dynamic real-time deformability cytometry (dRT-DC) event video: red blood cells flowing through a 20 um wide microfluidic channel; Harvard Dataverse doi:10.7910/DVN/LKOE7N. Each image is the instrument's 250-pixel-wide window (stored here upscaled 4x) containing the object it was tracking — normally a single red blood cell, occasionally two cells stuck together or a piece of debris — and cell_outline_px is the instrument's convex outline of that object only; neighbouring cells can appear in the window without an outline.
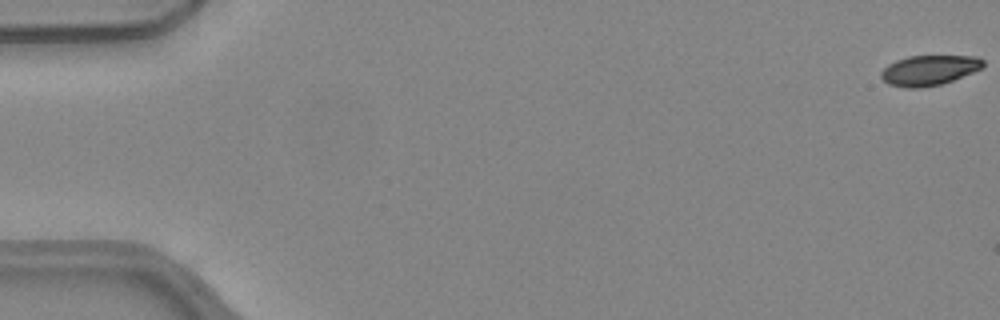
{"species": "common noctule bat (a hibernating species)", "species_latin": "Nyctalus noctula", "temperature_condition": "warm", "stored_images_in_passage": 52, "camera_frame_rate_fps": 3000, "um_per_image_px": 0.085, "animal": {"sex": "female", "body_mass_g": 24.6, "forearm_length_mm": 56.2}, "frame": {"image": 1, "passage_image": 1, "time_ms": 0.0, "image_size_px": [1000, 320], "cell_outline_px": [[984, 64], [980, 68], [972, 72], [952, 80], [940, 84], [920, 88], [904, 88], [888, 84], [880, 76], [880, 72], [888, 64], [896, 60], [908, 56], [976, 56], [984, 60]], "centroid_in_image_um": [78.93, 5.97], "position_along_channel_um": 6.1, "area_um2": 17.8}}
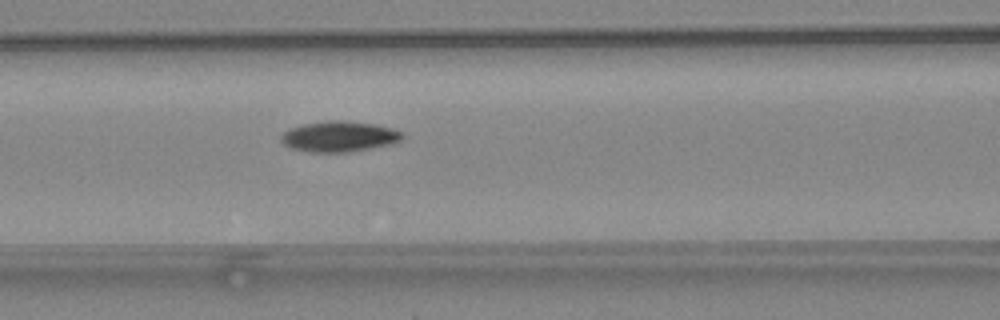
{"frame": {"image": 2, "passage_image": 23, "time_ms": 7.333, "image_size_px": [1000, 320], "cell_outline_px": [[404, 136], [400, 140], [392, 144], [348, 152], [308, 152], [292, 148], [284, 144], [280, 140], [280, 136], [288, 128], [304, 124], [328, 120], [340, 120], [376, 124], [392, 128], [404, 132]], "centroid_in_image_um": [28.83, 11.59], "position_along_channel_um": 137.8, "area_um2": 21.73}}
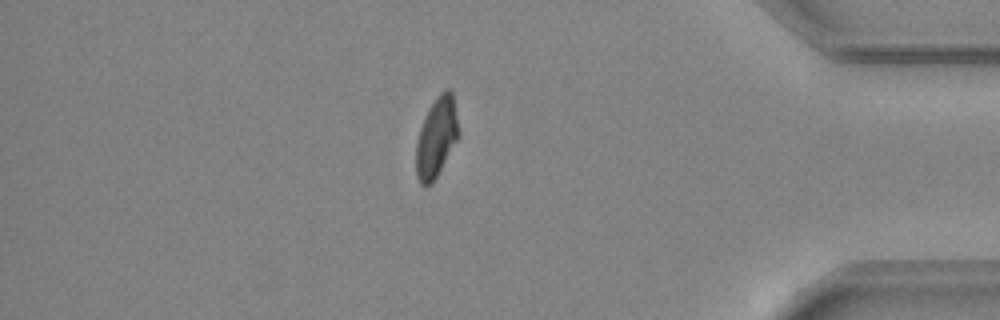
{"frame": {"image": 3, "passage_image": 45, "time_ms": 14.667, "image_size_px": [1000, 320], "cell_outline_px": [[460, 136], [432, 184], [420, 184], [416, 176], [416, 144], [420, 128], [428, 108], [440, 92], [448, 88], [452, 92], [460, 132]], "centroid_in_image_um": [37.11, 11.67], "position_along_channel_um": 398.1, "area_um2": 19.83}, "authors_computed_cell_mechanics": {"area_um2": 20.2878, "velocity_mm_per_s": 4.0195, "shape_relaxation_time_tau1_ms": 3.9644, "shape_relaxation_time_tau2_ms": null, "deformation_change_tau1": 0.1405, "deformation_change_tau2": null}}